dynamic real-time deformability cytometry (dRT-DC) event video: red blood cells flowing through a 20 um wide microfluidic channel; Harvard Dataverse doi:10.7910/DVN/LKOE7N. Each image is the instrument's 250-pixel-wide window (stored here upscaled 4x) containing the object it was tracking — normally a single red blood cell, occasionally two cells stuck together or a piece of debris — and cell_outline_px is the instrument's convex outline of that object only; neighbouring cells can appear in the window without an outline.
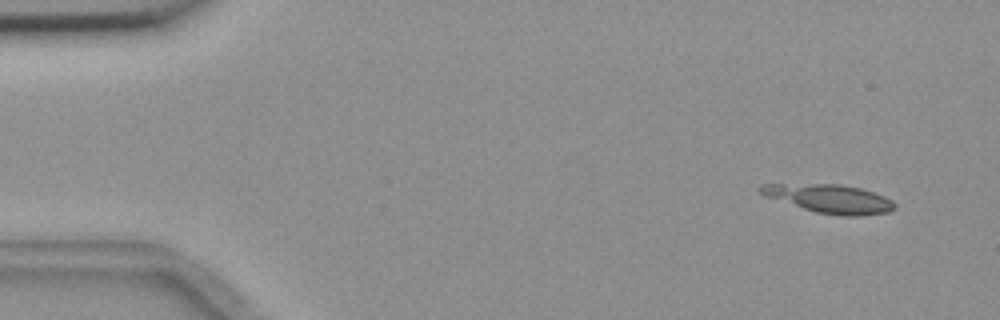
{"species": "common noctule bat (a hibernating species)", "species_latin": "Nyctalus noctula", "temperature_condition": "room temperature", "stored_images_in_passage": 4, "camera_frame_rate_fps": 3000, "um_per_image_px": 0.085, "animal": {"sex": "female", "body_mass_g": 18.4}, "frame": {"image": 1, "passage_image": 1, "time_ms": 0.0, "image_size_px": [1000, 320], "cell_outline_px": [[896, 208], [888, 212], [856, 216], [844, 216], [816, 212], [764, 196], [756, 188], [764, 184], [840, 184], [860, 188], [884, 196], [892, 200], [896, 204]], "centroid_in_image_um": [70.52, 16.88], "position_along_channel_um": 14.5, "area_um2": 22.14}}
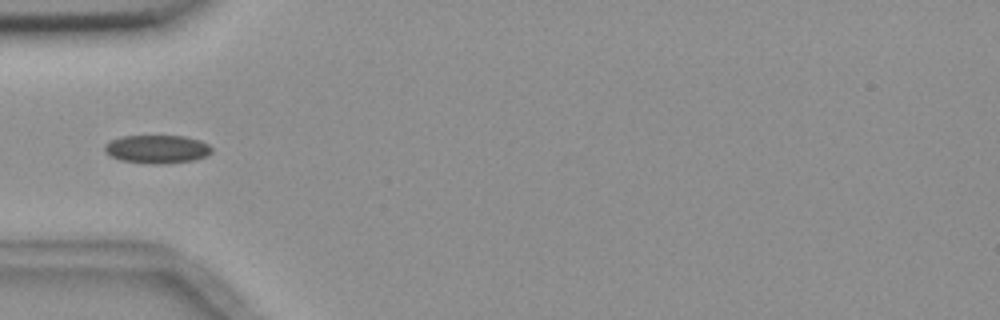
{"frame": {"image": 2, "passage_image": 4, "time_ms": 4.667, "image_size_px": [1000, 320], "cell_outline_px": [[212, 152], [204, 156], [192, 160], [160, 164], [120, 160], [112, 156], [104, 148], [104, 144], [120, 136], [184, 136], [200, 140], [208, 144], [212, 148]], "centroid_in_image_um": [13.36, 12.66], "position_along_channel_um": 71.6, "area_um2": 17.34}}